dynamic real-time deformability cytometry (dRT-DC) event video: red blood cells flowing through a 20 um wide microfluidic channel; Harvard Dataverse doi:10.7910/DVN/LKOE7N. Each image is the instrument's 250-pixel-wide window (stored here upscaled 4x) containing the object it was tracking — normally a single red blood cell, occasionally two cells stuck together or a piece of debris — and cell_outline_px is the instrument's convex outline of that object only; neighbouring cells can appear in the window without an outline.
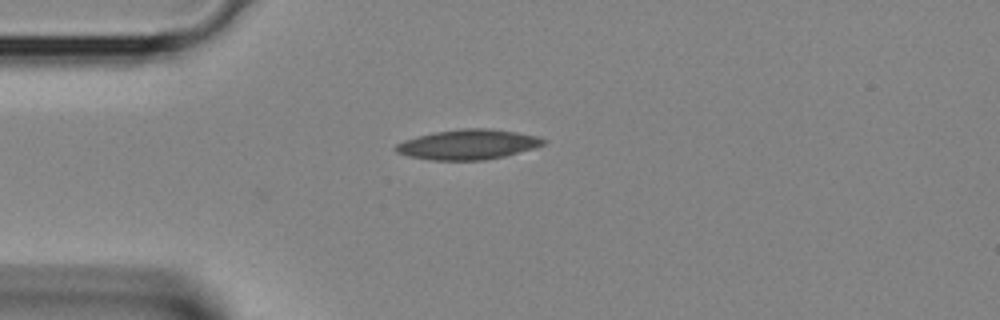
{"species": "Egyptian fruit bat (a non-hibernating species)", "species_latin": "Rousettus aegyptiacus", "temperature_condition": "room temperature", "stored_images_in_passage": 27, "camera_frame_rate_fps": 3000, "um_per_image_px": 0.085, "animal": {"sex": "female"}, "frame": {"image": 1, "passage_image": 1, "time_ms": 0.0, "image_size_px": [1000, 320], "cell_outline_px": [[548, 140], [544, 144], [532, 148], [504, 156], [484, 160], [428, 160], [408, 156], [396, 152], [392, 148], [396, 144], [404, 140], [436, 132], [460, 128], [488, 128], [516, 132], [536, 136]], "centroid_in_image_um": [39.74, 12.28], "position_along_channel_um": 45.3, "area_um2": 25.66}}
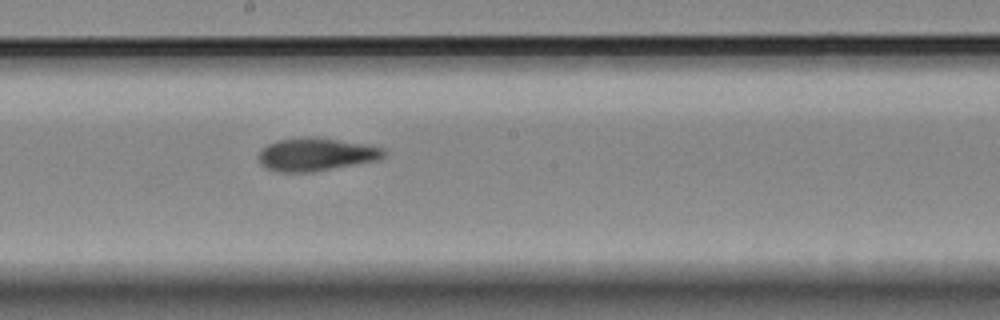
{"frame": {"image": 2, "passage_image": 12, "time_ms": 3.667, "image_size_px": [1000, 320], "cell_outline_px": [[388, 152], [380, 160], [312, 172], [280, 172], [268, 168], [260, 164], [260, 152], [268, 144], [276, 140], [308, 136], [312, 136], [372, 144], [384, 148]], "centroid_in_image_um": [26.96, 13.11], "position_along_channel_um": 221.2, "area_um2": 24.39}}
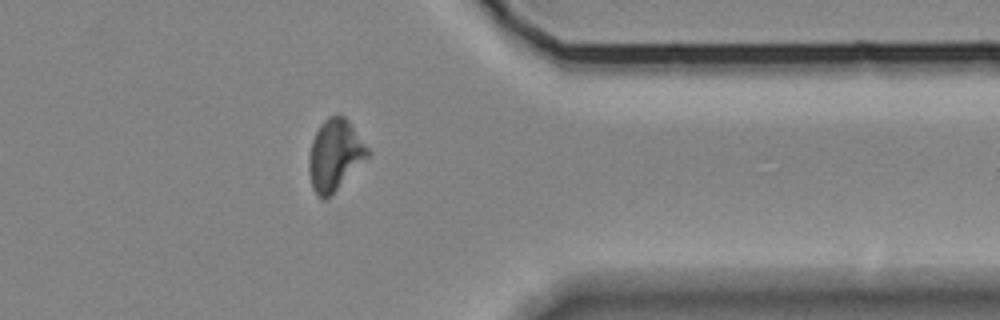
{"frame": {"image": 3, "passage_image": 22, "time_ms": 7.0, "image_size_px": [1000, 320], "cell_outline_px": [[372, 152], [332, 196], [324, 200], [312, 188], [308, 172], [308, 156], [312, 140], [320, 124], [328, 116], [344, 116], [348, 120]], "centroid_in_image_um": [28.46, 13.2], "position_along_channel_um": 382.9, "area_um2": 24.51}}